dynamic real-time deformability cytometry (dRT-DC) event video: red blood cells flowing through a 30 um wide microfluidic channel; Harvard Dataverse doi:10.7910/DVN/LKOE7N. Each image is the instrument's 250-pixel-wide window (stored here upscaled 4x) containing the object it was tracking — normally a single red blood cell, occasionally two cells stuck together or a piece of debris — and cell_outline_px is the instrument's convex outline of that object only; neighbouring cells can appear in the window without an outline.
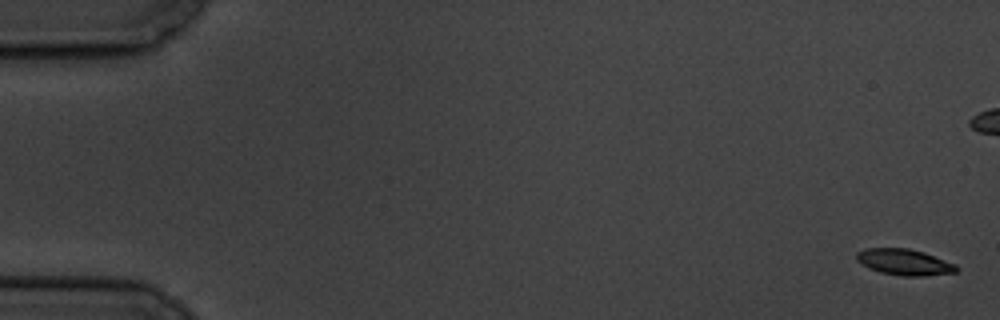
{"species": "common noctule bat (a hibernating species)", "species_latin": "Nyctalus noctula", "temperature_condition": "cold", "stored_images_in_passage": 6, "camera_frame_rate_fps": 3000, "um_per_image_px": 0.085, "animal": {"sex": "male", "body_mass_g": 19.5, "forearm_length_mm": 54.6}, "frame": {"image": 1, "passage_image": 1, "time_ms": 0.0, "image_size_px": [1000, 320], "cell_outline_px": [[960, 268], [956, 272], [924, 276], [900, 276], [880, 272], [868, 268], [856, 260], [856, 252], [864, 248], [908, 248], [924, 252], [956, 264]], "centroid_in_image_um": [76.86, 22.28], "position_along_channel_um": 8.1, "area_um2": 15.37}}
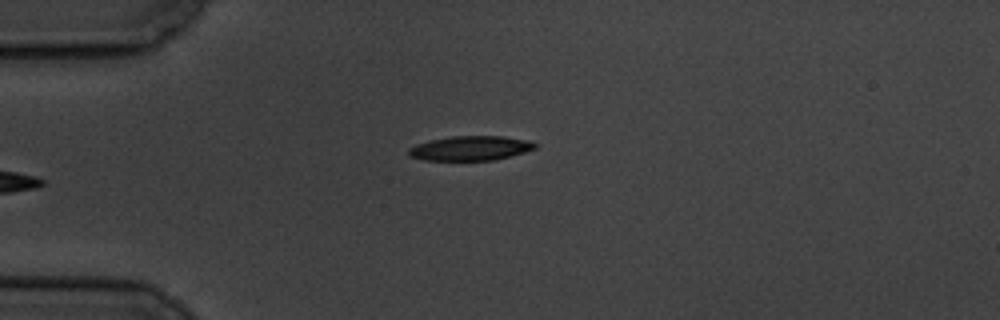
{"frame": {"image": 2, "passage_image": 6, "time_ms": 6.667, "image_size_px": [1000, 320], "cell_outline_px": [[536, 148], [524, 152], [492, 160], [424, 160], [408, 156], [408, 148], [416, 144], [432, 140], [452, 136], [504, 136], [532, 140], [536, 144]], "centroid_in_image_um": [39.99, 12.59], "position_along_channel_um": 45.0, "area_um2": 18.03}}